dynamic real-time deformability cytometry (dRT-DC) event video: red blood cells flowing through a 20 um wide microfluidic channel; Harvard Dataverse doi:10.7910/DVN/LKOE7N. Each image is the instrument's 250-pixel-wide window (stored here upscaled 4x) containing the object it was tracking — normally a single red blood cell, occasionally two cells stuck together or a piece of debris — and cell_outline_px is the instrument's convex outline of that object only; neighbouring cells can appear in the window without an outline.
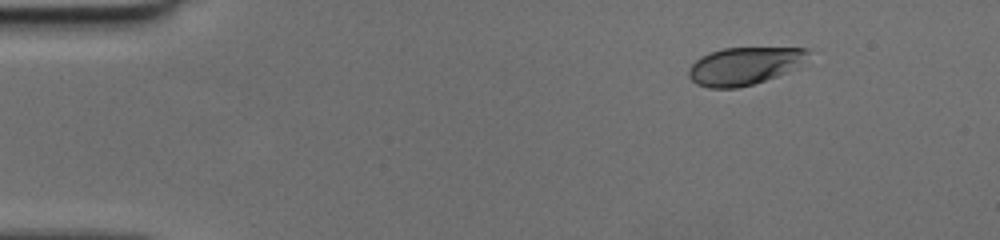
{"species": "human", "species_latin": "Homo sapiens", "temperature_condition": "cold", "stored_images_in_passage": 44, "camera_frame_rate_fps": 3000, "um_per_image_px": 0.085, "donor": {"sex": "female"}, "frame": {"image": 1, "passage_image": 1, "time_ms": 0.0, "image_size_px": [1000, 240], "cell_outline_px": [[808, 52], [800, 68], [752, 84], [736, 88], [708, 88], [696, 84], [688, 76], [688, 68], [700, 56], [708, 52], [724, 48], [808, 48]], "centroid_in_image_um": [63.24, 5.61], "position_along_channel_um": 21.8, "area_um2": 26.24}}
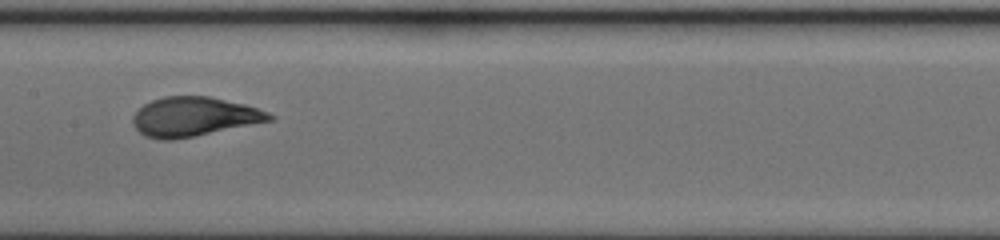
{"frame": {"image": 2, "passage_image": 20, "time_ms": 6.333, "image_size_px": [1000, 240], "cell_outline_px": [[276, 116], [272, 120], [172, 140], [160, 140], [144, 136], [132, 124], [132, 116], [144, 104], [152, 100], [164, 96], [208, 96], [244, 104], [268, 112]], "centroid_in_image_um": [16.44, 9.91], "position_along_channel_um": 191.0, "area_um2": 30.92}}
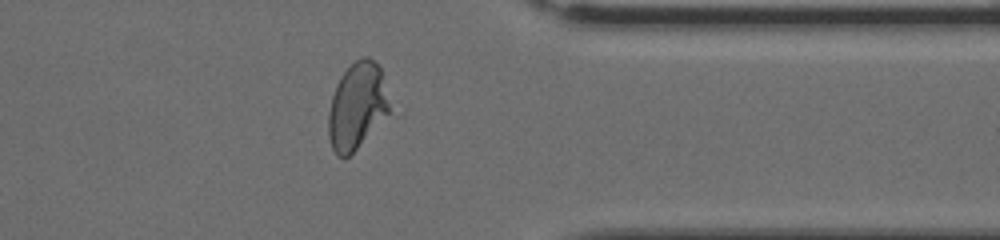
{"frame": {"image": 3, "passage_image": 34, "time_ms": 11.0, "image_size_px": [1000, 240], "cell_outline_px": [[388, 112], [356, 148], [344, 160], [336, 156], [332, 148], [328, 136], [328, 112], [332, 96], [336, 84], [340, 76], [356, 60], [364, 56], [368, 56], [380, 68], [388, 104]], "centroid_in_image_um": [30.27, 9.03], "position_along_channel_um": 381.1, "area_um2": 29.94}}